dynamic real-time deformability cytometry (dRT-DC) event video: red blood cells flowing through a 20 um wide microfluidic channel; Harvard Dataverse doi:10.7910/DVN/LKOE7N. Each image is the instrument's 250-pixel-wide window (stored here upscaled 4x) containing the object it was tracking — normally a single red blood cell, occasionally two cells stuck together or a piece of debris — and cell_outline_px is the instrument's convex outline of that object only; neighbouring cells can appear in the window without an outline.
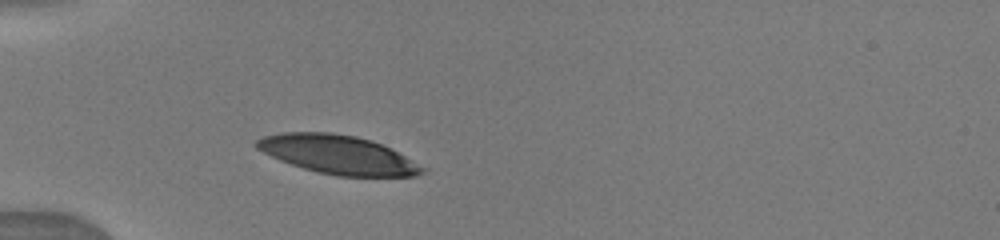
{"species": "human", "species_latin": "Homo sapiens", "temperature_condition": "warm", "stored_images_in_passage": 5, "camera_frame_rate_fps": 3000, "um_per_image_px": 0.085, "donor": {"sex": "male"}, "frame": {"image": 1, "passage_image": 2, "time_ms": 0.667, "image_size_px": [1000, 240], "cell_outline_px": [[428, 168], [424, 172], [416, 176], [336, 176], [316, 172], [280, 160], [256, 148], [252, 144], [256, 140], [264, 136], [284, 132], [332, 132], [356, 136], [372, 140]], "centroid_in_image_um": [28.71, 13.14], "position_along_channel_um": 56.3, "area_um2": 37.22}}
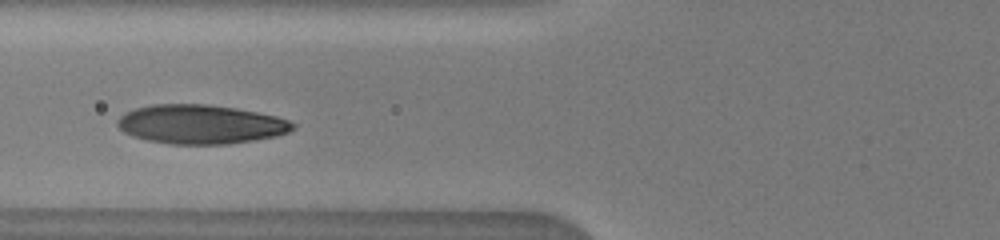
{"frame": {"image": 2, "passage_image": 4, "time_ms": 2.333, "image_size_px": [1000, 240], "cell_outline_px": [[296, 128], [288, 132], [276, 136], [228, 144], [168, 144], [148, 140], [132, 136], [124, 132], [116, 124], [116, 120], [124, 112], [136, 108], [152, 104], [208, 104], [236, 108], [276, 116], [288, 120], [296, 124]], "centroid_in_image_um": [17.04, 10.56], "position_along_channel_um": 108.8, "area_um2": 40.06}}